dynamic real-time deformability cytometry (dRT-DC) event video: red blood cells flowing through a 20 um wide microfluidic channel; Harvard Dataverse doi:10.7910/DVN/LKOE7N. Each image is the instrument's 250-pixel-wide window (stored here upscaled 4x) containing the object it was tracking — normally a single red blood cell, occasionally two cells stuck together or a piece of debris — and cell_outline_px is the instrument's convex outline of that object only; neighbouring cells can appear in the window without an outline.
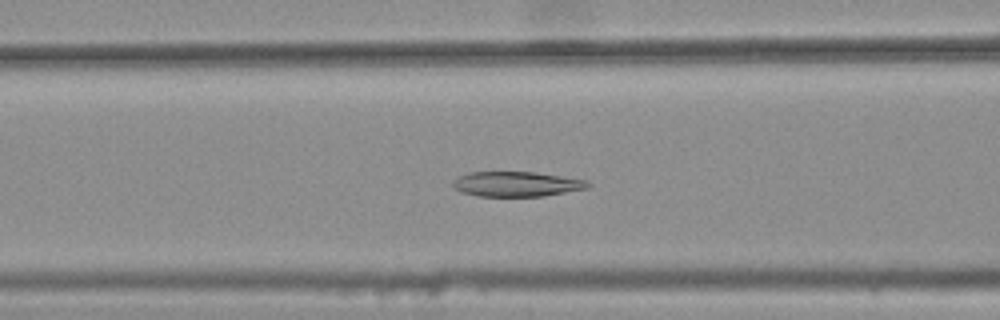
{"species": "common noctule bat (a hibernating species)", "species_latin": "Nyctalus noctula", "temperature_condition": "warm", "stored_images_in_passage": 44, "camera_frame_rate_fps": 3000, "um_per_image_px": 0.085, "animal": {"sex": "female", "body_mass_g": 25.1}, "frame": {"image": 1, "passage_image": 21, "time_ms": 6.667, "image_size_px": [1000, 320], "cell_outline_px": [[592, 184], [588, 188], [544, 196], [476, 196], [460, 192], [452, 188], [452, 184], [460, 176], [468, 172], [536, 172], [588, 180]], "centroid_in_image_um": [43.92, 15.65], "position_along_channel_um": 122.7, "area_um2": 19.77}}
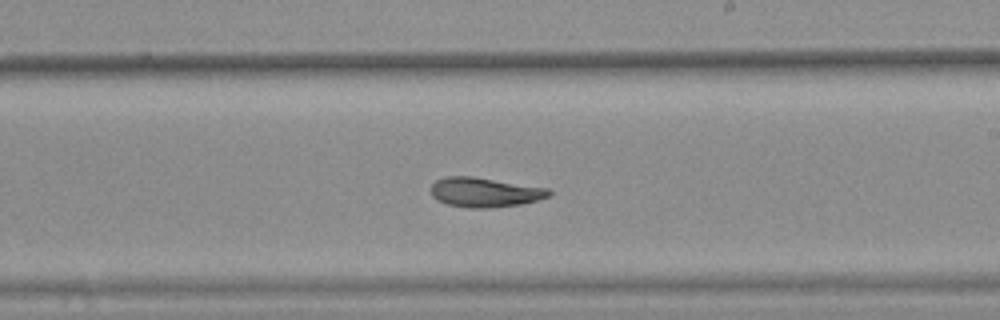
{"frame": {"image": 2, "passage_image": 31, "time_ms": 10.0, "image_size_px": [1000, 320], "cell_outline_px": [[552, 196], [520, 204], [492, 208], [468, 208], [448, 204], [436, 200], [432, 196], [432, 184], [436, 180], [444, 176], [472, 176], [548, 188], [552, 192]], "centroid_in_image_um": [41.2, 16.34], "position_along_channel_um": 247.8, "area_um2": 20.4}}
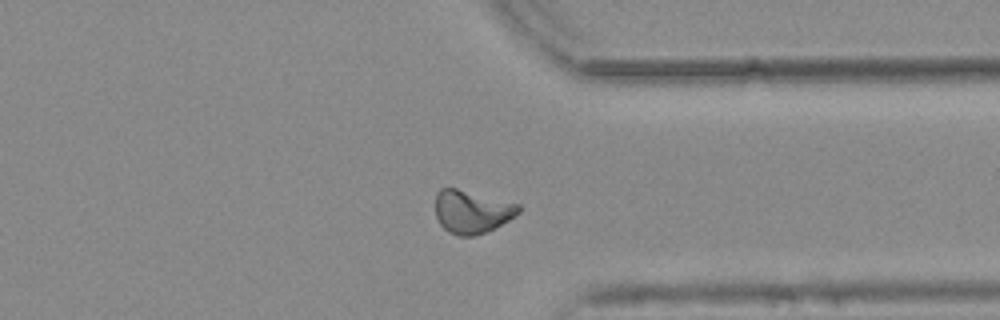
{"frame": {"image": 3, "passage_image": 41, "time_ms": 13.333, "image_size_px": [1000, 320], "cell_outline_px": [[520, 212], [508, 220], [484, 232], [472, 236], [460, 236], [448, 232], [440, 224], [436, 216], [436, 192], [440, 188], [456, 188], [520, 204]], "centroid_in_image_um": [40.08, 17.98], "position_along_channel_um": 371.3, "area_um2": 20.63}, "authors_computed_cell_mechanics": {"area_um2": 20.6924, "velocity_mm_per_s": 3.7659, "shape_relaxation_time_tau1_ms": null, "shape_relaxation_time_tau2_ms": 9.8237, "deformation_change_tau1": null, "deformation_change_tau2": 0.1439}}